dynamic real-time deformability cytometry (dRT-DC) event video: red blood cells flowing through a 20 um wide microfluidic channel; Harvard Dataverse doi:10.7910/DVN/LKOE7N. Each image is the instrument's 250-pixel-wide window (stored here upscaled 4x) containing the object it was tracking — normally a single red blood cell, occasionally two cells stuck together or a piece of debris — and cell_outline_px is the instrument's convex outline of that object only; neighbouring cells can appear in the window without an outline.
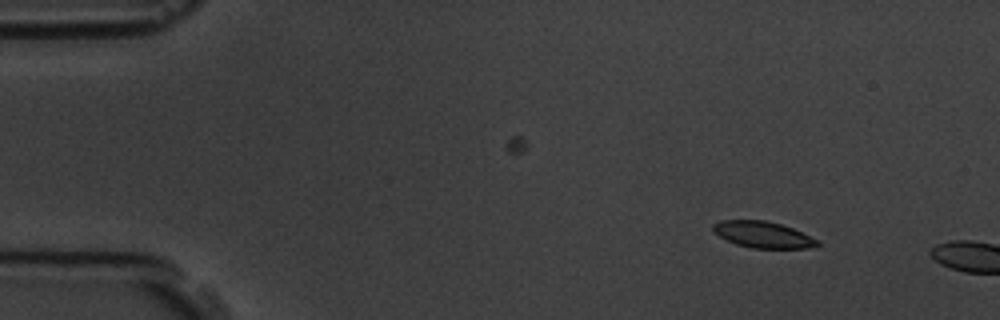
{"species": "common noctule bat (a hibernating species)", "species_latin": "Nyctalus noctula", "temperature_condition": "room temperature", "stored_images_in_passage": 2, "camera_frame_rate_fps": 3000, "um_per_image_px": 0.085, "animal": {"sex": "male", "body_mass_g": 19.5, "forearm_length_mm": 54.6}, "frame": {"image": 1, "passage_image": 1, "time_ms": 0.0, "image_size_px": [1000, 320], "cell_outline_px": [[820, 244], [808, 248], [752, 248], [736, 244], [712, 232], [712, 224], [720, 220], [764, 220], [780, 224], [792, 228], [820, 240]], "centroid_in_image_um": [64.84, 19.94], "position_along_channel_um": 20.2, "area_um2": 16.01}}